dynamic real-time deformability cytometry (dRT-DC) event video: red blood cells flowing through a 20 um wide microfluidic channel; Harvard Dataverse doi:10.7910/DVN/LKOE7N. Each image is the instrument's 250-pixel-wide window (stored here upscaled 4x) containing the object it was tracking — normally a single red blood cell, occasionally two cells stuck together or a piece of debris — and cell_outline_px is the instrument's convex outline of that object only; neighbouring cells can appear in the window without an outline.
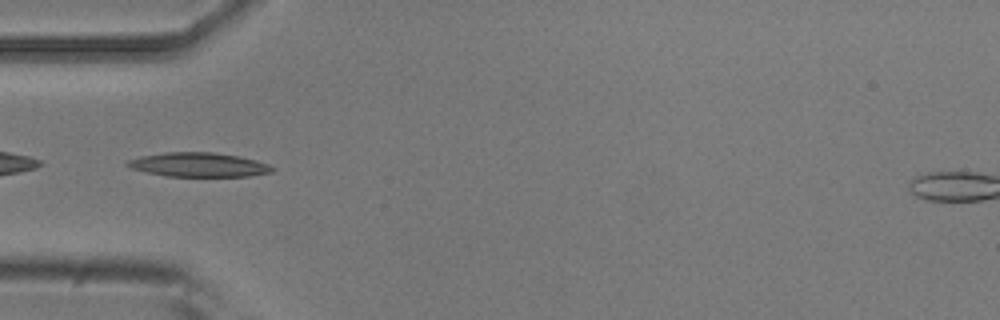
{"species": "common noctule bat (a hibernating species)", "species_latin": "Nyctalus noctula", "temperature_condition": "room temperature", "stored_images_in_passage": 4, "camera_frame_rate_fps": 3000, "um_per_image_px": 0.085, "animal": {"sex": "male", "body_mass_g": 20.5, "forearm_length_mm": 52.5}, "frame": {"image": 1, "passage_image": 3, "time_ms": 3.333, "image_size_px": [1000, 320], "cell_outline_px": [[276, 168], [272, 172], [248, 176], [168, 176], [148, 172], [132, 168], [124, 164], [128, 160], [140, 156], [164, 152], [212, 152], [240, 156], [256, 160], [268, 164]], "centroid_in_image_um": [16.91, 13.99], "position_along_channel_um": 68.1, "area_um2": 20.35}}
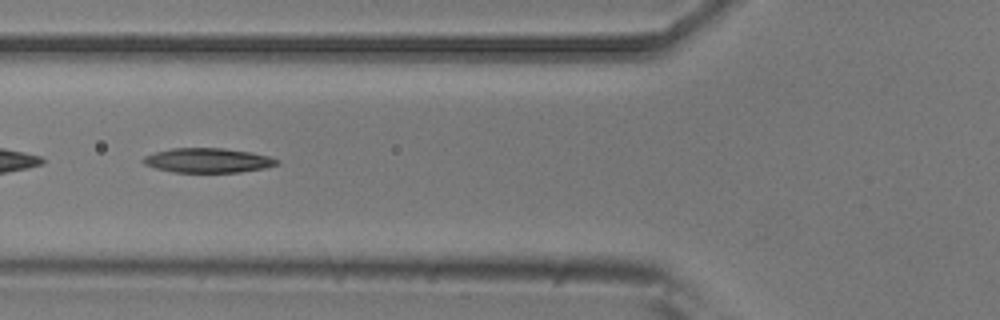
{"frame": {"image": 2, "passage_image": 4, "time_ms": 4.333, "image_size_px": [1000, 320], "cell_outline_px": [[280, 164], [264, 168], [240, 172], [172, 172], [156, 168], [144, 164], [140, 160], [144, 156], [156, 152], [172, 148], [224, 148], [252, 152], [268, 156], [280, 160]], "centroid_in_image_um": [17.68, 13.63], "position_along_channel_um": 108.1, "area_um2": 19.19}}